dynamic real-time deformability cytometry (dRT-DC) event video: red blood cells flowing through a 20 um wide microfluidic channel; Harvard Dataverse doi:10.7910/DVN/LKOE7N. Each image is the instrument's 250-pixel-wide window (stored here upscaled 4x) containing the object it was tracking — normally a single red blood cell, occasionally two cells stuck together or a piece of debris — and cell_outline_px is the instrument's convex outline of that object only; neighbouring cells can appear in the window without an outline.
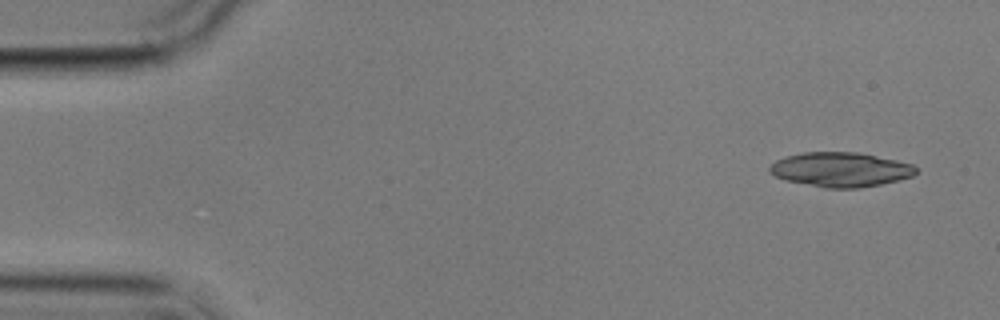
{"species": "common noctule bat (a hibernating species)", "species_latin": "Nyctalus noctula", "temperature_condition": "cold", "stored_images_in_passage": 4, "camera_frame_rate_fps": 3000, "um_per_image_px": 0.085, "animal": {"sex": "male", "body_mass_g": 17.9}, "frame": {"image": 1, "passage_image": 1, "time_ms": 0.0, "image_size_px": [1000, 320], "cell_outline_px": [[916, 172], [912, 176], [880, 184], [860, 188], [824, 188], [788, 180], [776, 176], [768, 172], [768, 168], [776, 160], [788, 156], [804, 152], [860, 152], [896, 160], [912, 164], [916, 168]], "centroid_in_image_um": [71.44, 14.41], "position_along_channel_um": 13.6, "area_um2": 29.19}}